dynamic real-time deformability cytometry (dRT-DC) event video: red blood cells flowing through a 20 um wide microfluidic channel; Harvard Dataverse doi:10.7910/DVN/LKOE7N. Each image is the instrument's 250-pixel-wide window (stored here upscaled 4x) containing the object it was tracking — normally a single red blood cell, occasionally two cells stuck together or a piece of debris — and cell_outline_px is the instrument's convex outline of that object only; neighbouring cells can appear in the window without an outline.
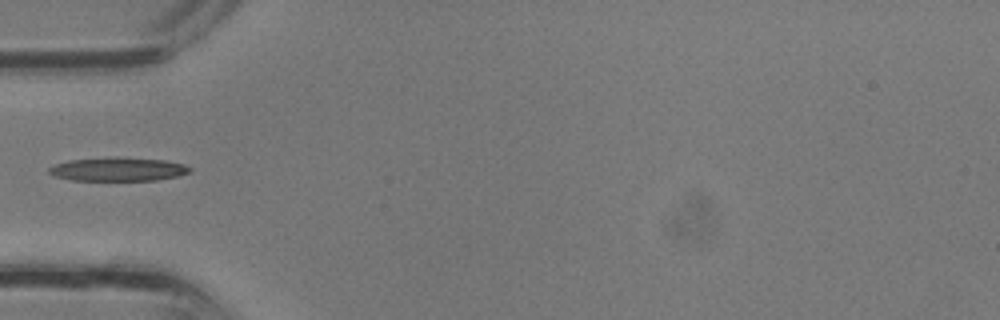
{"species": "common noctule bat (a hibernating species)", "species_latin": "Nyctalus noctula", "temperature_condition": "room temperature", "stored_images_in_passage": 35, "camera_frame_rate_fps": 3000, "um_per_image_px": 0.085, "animal": {"sex": "male", "body_mass_g": 13.3}, "frame": {"image": 1, "passage_image": 12, "time_ms": 3.667, "image_size_px": [1000, 320], "cell_outline_px": [[192, 172], [176, 176], [156, 180], [72, 180], [52, 176], [48, 172], [48, 168], [56, 164], [68, 160], [112, 156], [116, 156], [164, 160], [184, 164], [192, 168]], "centroid_in_image_um": [10.02, 14.37], "position_along_channel_um": 75.0, "area_um2": 19.65}}
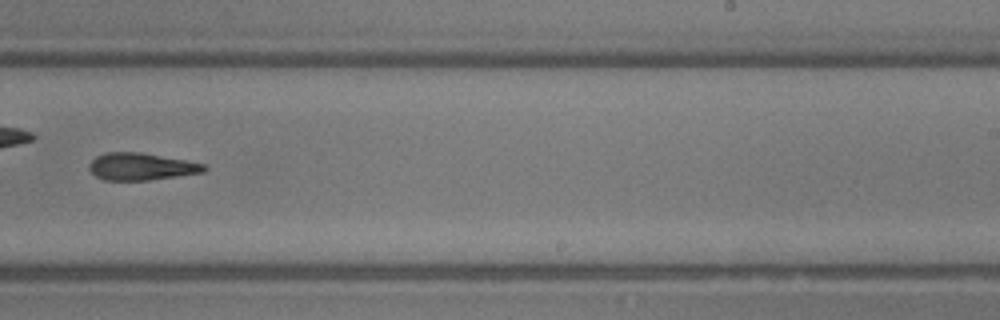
{"frame": {"image": 2, "passage_image": 22, "time_ms": 7.0, "image_size_px": [1000, 320], "cell_outline_px": [[204, 172], [148, 180], [104, 180], [96, 176], [88, 168], [88, 164], [96, 156], [104, 152], [140, 152], [184, 160], [204, 164]], "centroid_in_image_um": [11.93, 14.15], "position_along_channel_um": 277.1, "area_um2": 17.98}}
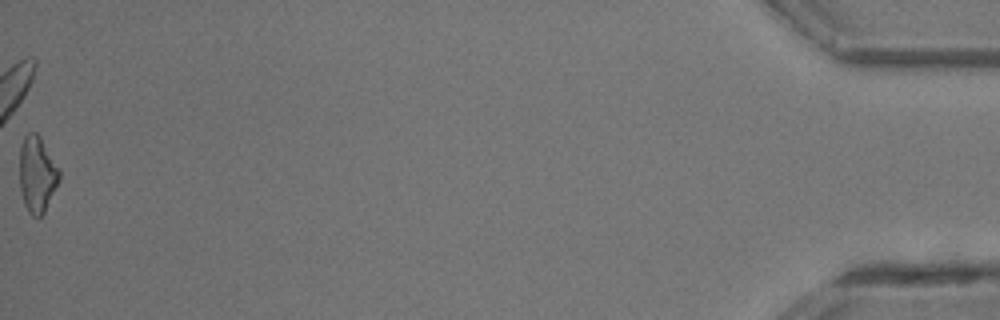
{"frame": {"image": 3, "passage_image": 35, "time_ms": 11.333, "image_size_px": [1000, 320], "cell_outline_px": [[60, 180], [44, 212], [40, 216], [32, 216], [28, 212], [24, 204], [20, 188], [20, 148], [24, 136], [28, 132], [36, 132], [40, 136], [60, 172]], "centroid_in_image_um": [3.14, 14.82], "position_along_channel_um": 432.1, "area_um2": 17.46}}